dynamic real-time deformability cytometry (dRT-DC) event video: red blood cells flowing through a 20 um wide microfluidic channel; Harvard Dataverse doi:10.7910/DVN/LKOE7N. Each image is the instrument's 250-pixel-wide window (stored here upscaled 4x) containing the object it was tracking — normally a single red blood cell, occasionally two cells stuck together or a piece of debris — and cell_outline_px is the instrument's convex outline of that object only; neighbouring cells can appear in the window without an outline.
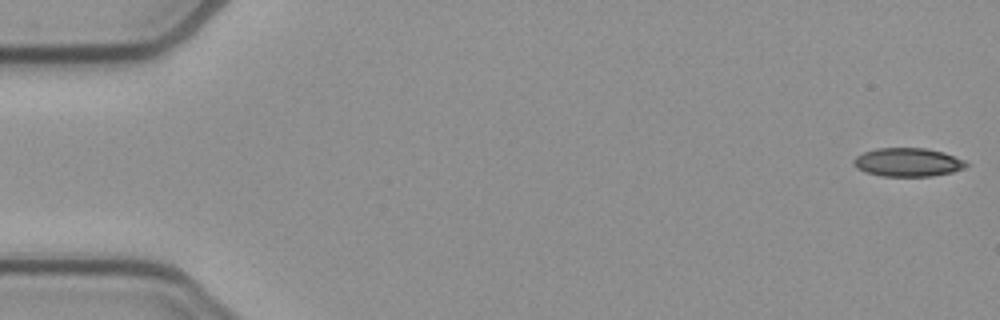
{"species": "common noctule bat (a hibernating species)", "species_latin": "Nyctalus noctula", "temperature_condition": "cold", "stored_images_in_passage": 52, "camera_frame_rate_fps": 3000, "um_per_image_px": 0.085, "animal": {"sex": "female", "body_mass_g": 21.9}, "frame": {"image": 1, "passage_image": 1, "time_ms": 0.0, "image_size_px": [1000, 320], "cell_outline_px": [[968, 164], [964, 168], [952, 172], [932, 176], [880, 176], [864, 172], [856, 168], [852, 164], [852, 160], [856, 156], [864, 152], [876, 148], [924, 148], [944, 152], [964, 160]], "centroid_in_image_um": [77.12, 13.79], "position_along_channel_um": 7.9, "area_um2": 18.84}}
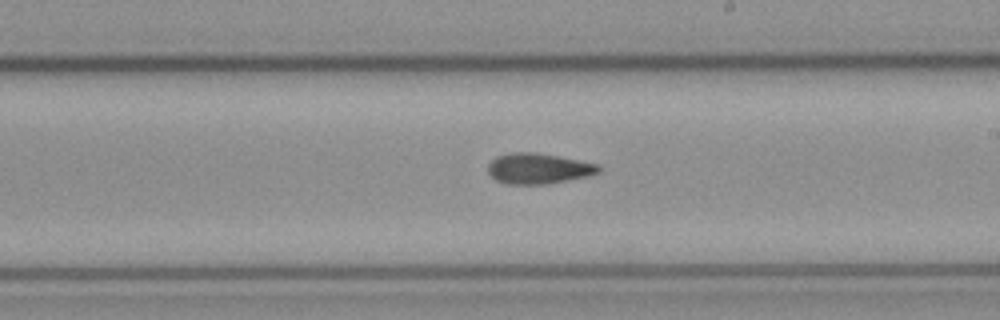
{"frame": {"image": 2, "passage_image": 30, "time_ms": 9.667, "image_size_px": [1000, 320], "cell_outline_px": [[604, 168], [600, 172], [588, 176], [548, 184], [504, 184], [496, 180], [488, 172], [488, 164], [496, 156], [512, 152], [536, 152], [600, 164]], "centroid_in_image_um": [45.79, 14.32], "position_along_channel_um": 243.2, "area_um2": 19.94}}
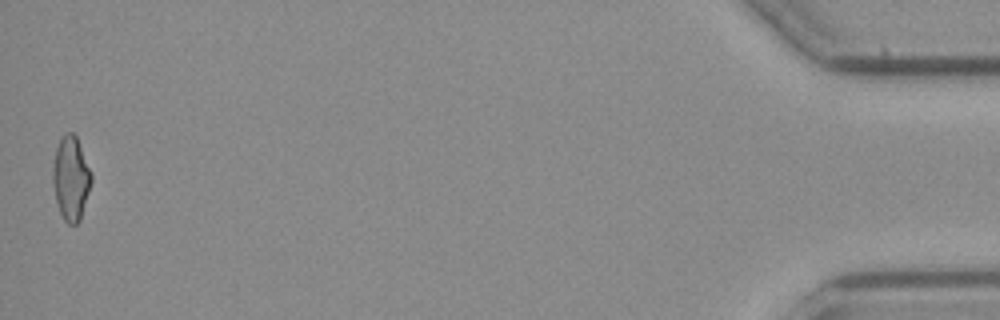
{"frame": {"image": 3, "passage_image": 52, "time_ms": 17.0, "image_size_px": [1000, 320], "cell_outline_px": [[92, 180], [80, 220], [76, 224], [68, 224], [64, 220], [60, 212], [56, 200], [52, 180], [52, 164], [56, 148], [60, 136], [68, 132], [72, 132], [76, 136], [92, 172]], "centroid_in_image_um": [6.02, 15.12], "position_along_channel_um": 429.2, "area_um2": 18.96}, "authors_computed_cell_mechanics": {"area_um2": 19.3919, "velocity_mm_per_s": 3.8997, "shape_relaxation_time_tau1_ms": null, "shape_relaxation_time_tau2_ms": 10.4661, "deformation_change_tau1": null, "deformation_change_tau2": 0.2126}}